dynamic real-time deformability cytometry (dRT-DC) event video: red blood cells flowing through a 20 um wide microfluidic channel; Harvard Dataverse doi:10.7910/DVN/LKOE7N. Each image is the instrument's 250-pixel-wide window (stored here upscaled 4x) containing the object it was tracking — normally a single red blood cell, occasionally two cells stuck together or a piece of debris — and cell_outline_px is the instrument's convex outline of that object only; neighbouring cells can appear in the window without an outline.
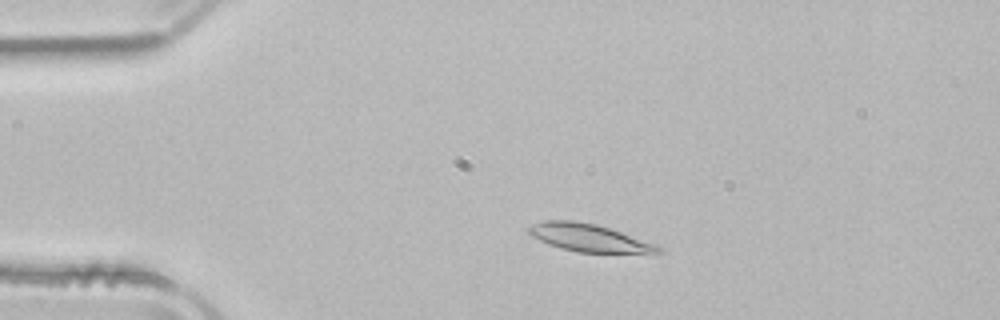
{"species": "common noctule bat (a hibernating species)", "species_latin": "Nyctalus noctula", "temperature_condition": "room temperature", "stored_images_in_passage": 49, "camera_frame_rate_fps": 3000, "um_per_image_px": 0.085, "animal": {"sex": "male", "body_mass_g": 21.5, "forearm_length_mm": 52.0}, "frame": {"image": 1, "passage_image": 8, "time_ms": 2.333, "image_size_px": [1000, 320], "cell_outline_px": [[664, 252], [576, 252], [560, 248], [548, 244], [532, 236], [528, 232], [528, 228], [532, 224], [544, 220], [572, 220], [596, 224], [656, 244]], "centroid_in_image_um": [49.98, 20.2], "position_along_channel_um": 35.0, "area_um2": 20.4}}
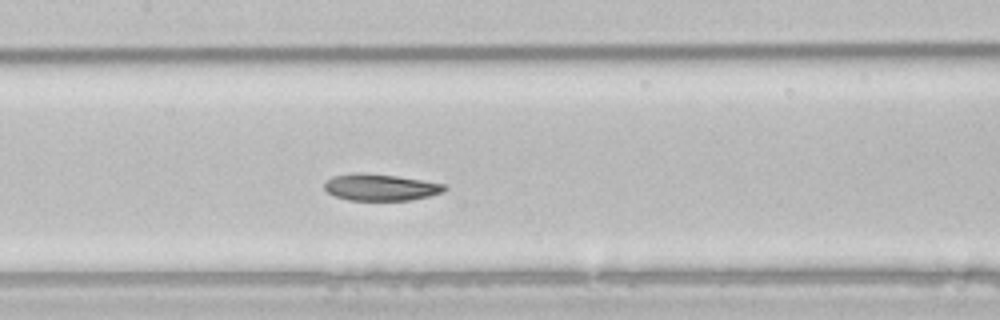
{"frame": {"image": 2, "passage_image": 22, "time_ms": 7.0, "image_size_px": [1000, 320], "cell_outline_px": [[448, 188], [444, 192], [412, 200], [348, 200], [336, 196], [328, 192], [324, 188], [324, 184], [332, 176], [352, 172], [360, 172], [396, 176], [444, 184]], "centroid_in_image_um": [32.33, 15.91], "position_along_channel_um": 175.1, "area_um2": 18.61}}
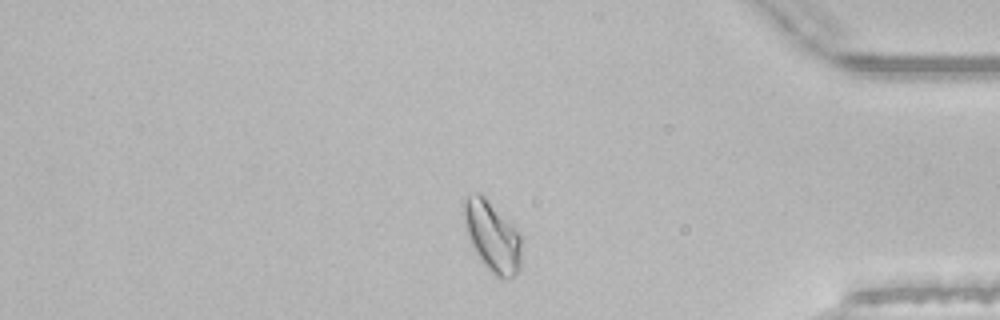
{"frame": {"image": 3, "passage_image": 41, "time_ms": 13.333, "image_size_px": [1000, 320], "cell_outline_px": [[520, 268], [508, 280], [504, 280], [496, 276], [480, 260], [472, 248], [468, 236], [464, 220], [464, 204], [468, 196], [476, 192], [480, 192], [512, 224], [520, 236]], "centroid_in_image_um": [41.83, 20.11], "position_along_channel_um": 393.4, "area_um2": 23.24}, "authors_computed_cell_mechanics": {"area_um2": 20.519, "velocity_mm_per_s": 3.8974, "shape_relaxation_time_tau1_ms": 4.1938, "shape_relaxation_time_tau2_ms": 2.5668, "deformation_change_tau1": 0.1272, "deformation_change_tau2": 0.0766}}